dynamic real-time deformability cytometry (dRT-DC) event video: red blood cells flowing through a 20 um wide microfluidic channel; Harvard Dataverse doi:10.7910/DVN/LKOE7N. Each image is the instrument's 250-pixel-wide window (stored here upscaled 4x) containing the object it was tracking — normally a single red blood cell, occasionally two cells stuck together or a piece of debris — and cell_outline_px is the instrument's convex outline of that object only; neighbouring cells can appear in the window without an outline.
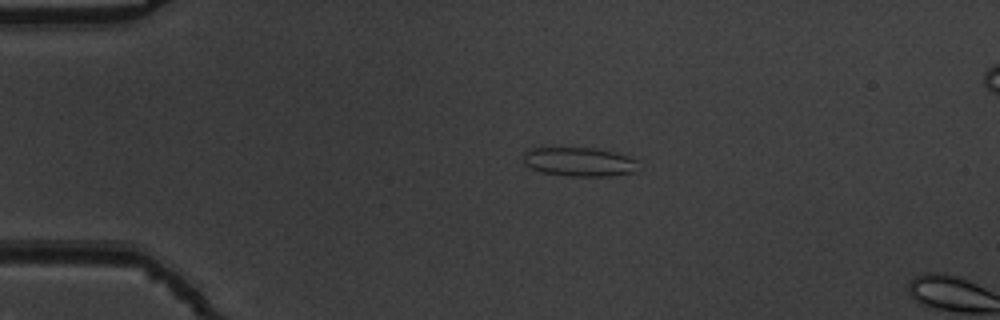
{"species": "common noctule bat (a hibernating species)", "species_latin": "Nyctalus noctula", "temperature_condition": "warm", "stored_images_in_passage": 3, "camera_frame_rate_fps": 3000, "um_per_image_px": 0.085, "animal": {"sex": "male", "body_mass_g": 19.5, "forearm_length_mm": 54.6}, "frame": {"image": 1, "passage_image": 1, "time_ms": 0.0, "image_size_px": [1000, 320], "cell_outline_px": [[640, 172], [608, 176], [568, 176], [540, 172], [524, 164], [524, 152], [532, 148], [596, 148], [628, 156], [636, 160]], "centroid_in_image_um": [49.27, 13.77], "position_along_channel_um": 35.7, "area_um2": 19.54}}